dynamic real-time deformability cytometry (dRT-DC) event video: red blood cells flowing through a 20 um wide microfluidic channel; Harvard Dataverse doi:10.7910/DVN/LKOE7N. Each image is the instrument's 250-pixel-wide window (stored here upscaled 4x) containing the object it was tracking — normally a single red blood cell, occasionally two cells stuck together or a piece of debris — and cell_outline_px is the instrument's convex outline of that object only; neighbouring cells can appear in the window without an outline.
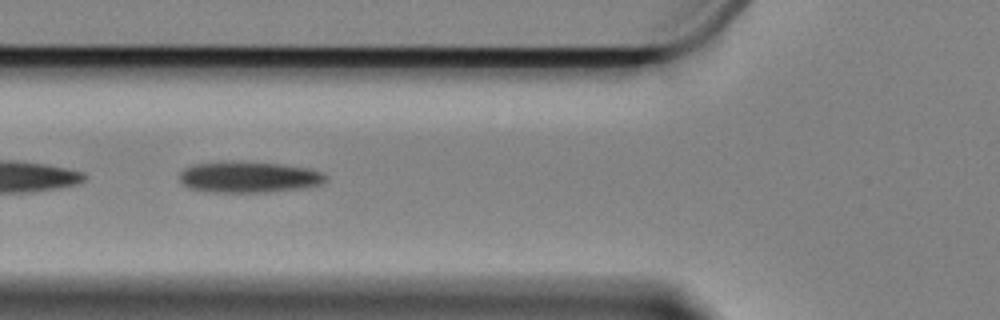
{"species": "Egyptian fruit bat (a non-hibernating species)", "species_latin": "Rousettus aegyptiacus", "temperature_condition": "cold", "stored_images_in_passage": 29, "camera_frame_rate_fps": 3000, "um_per_image_px": 0.085, "animal": {"sex": "female"}, "frame": {"image": 1, "passage_image": 19, "time_ms": 6.0, "image_size_px": [1000, 320], "cell_outline_px": [[328, 180], [320, 184], [304, 188], [268, 192], [212, 192], [188, 188], [180, 180], [180, 172], [184, 168], [192, 164], [280, 164], [308, 168], [320, 172], [328, 176]], "centroid_in_image_um": [21.2, 15.1], "position_along_channel_um": 104.6, "area_um2": 25.55}}
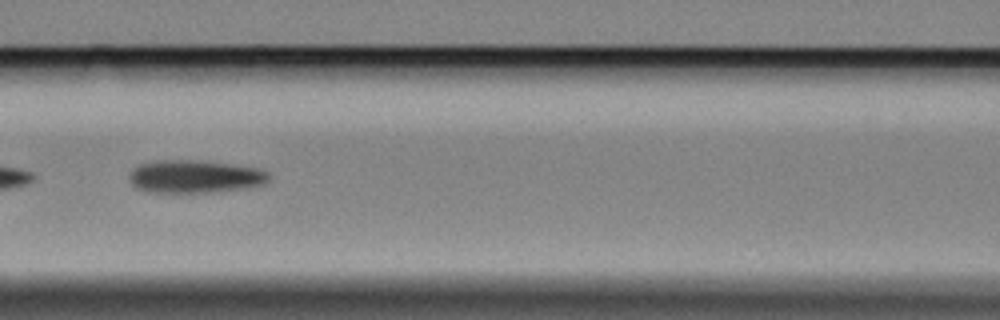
{"frame": {"image": 2, "passage_image": 23, "time_ms": 7.333, "image_size_px": [1000, 320], "cell_outline_px": [[268, 180], [264, 184], [248, 188], [212, 192], [148, 192], [136, 188], [132, 184], [128, 176], [140, 164], [156, 160], [192, 160], [256, 168], [268, 172]], "centroid_in_image_um": [16.54, 15.02], "position_along_channel_um": 150.1, "area_um2": 26.36}}
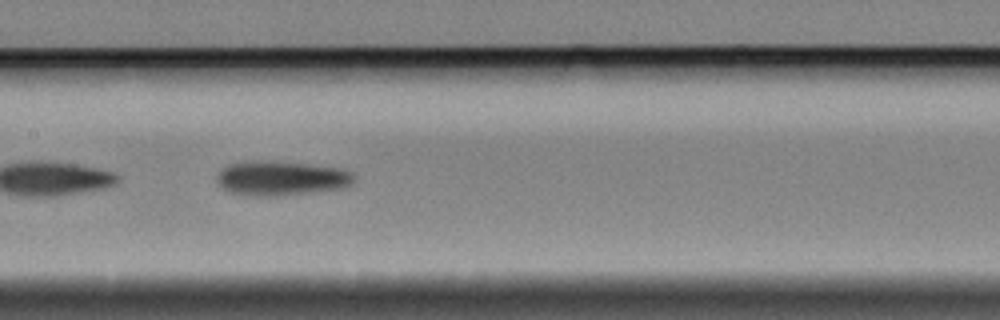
{"frame": {"image": 3, "passage_image": 26, "time_ms": 8.333, "image_size_px": [1000, 320], "cell_outline_px": [[356, 180], [352, 184], [340, 188], [276, 196], [252, 196], [228, 192], [216, 180], [216, 176], [228, 164], [248, 160], [264, 160], [304, 164], [340, 168], [352, 172]], "centroid_in_image_um": [23.87, 15.14], "position_along_channel_um": 183.5, "area_um2": 27.46}}